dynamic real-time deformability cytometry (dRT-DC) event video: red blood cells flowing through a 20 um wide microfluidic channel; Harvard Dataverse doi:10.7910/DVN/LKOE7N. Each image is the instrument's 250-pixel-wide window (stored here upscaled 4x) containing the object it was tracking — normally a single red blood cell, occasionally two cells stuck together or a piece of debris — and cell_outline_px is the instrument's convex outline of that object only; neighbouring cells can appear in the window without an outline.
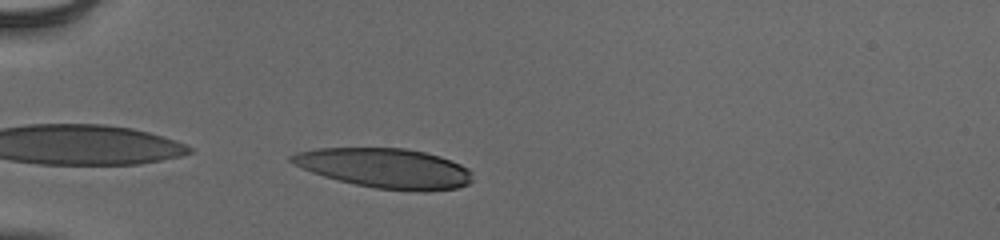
{"species": "human", "species_latin": "Homo sapiens", "temperature_condition": "cold", "stored_images_in_passage": 34, "camera_frame_rate_fps": 3000, "um_per_image_px": 0.085, "donor": {"sex": "male"}, "frame": {"image": 1, "passage_image": 1, "time_ms": 0.0, "image_size_px": [1000, 240], "cell_outline_px": [[472, 180], [468, 184], [456, 188], [424, 192], [416, 192], [376, 188], [356, 184], [324, 176], [312, 172], [292, 164], [288, 160], [288, 156], [296, 152], [316, 148], [404, 148], [424, 152], [440, 156], [460, 164], [468, 168], [472, 172]], "centroid_in_image_um": [32.72, 14.29], "position_along_channel_um": 52.3, "area_um2": 42.08}}
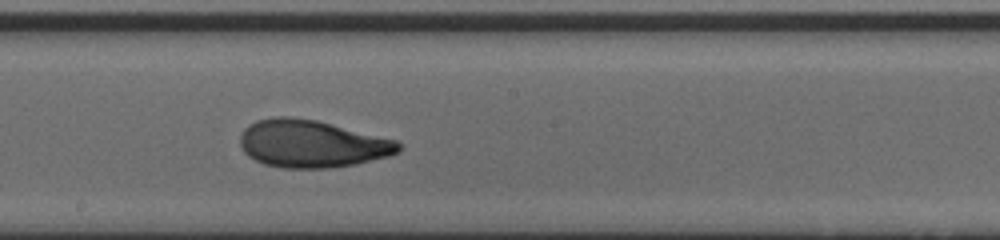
{"frame": {"image": 2, "passage_image": 16, "time_ms": 5.0, "image_size_px": [1000, 240], "cell_outline_px": [[400, 152], [388, 156], [356, 164], [328, 168], [284, 168], [264, 164], [248, 156], [244, 152], [240, 144], [240, 136], [244, 128], [248, 124], [256, 120], [272, 116], [288, 116], [316, 120], [396, 140], [400, 144]], "centroid_in_image_um": [26.47, 12.21], "position_along_channel_um": 221.7, "area_um2": 43.87}}
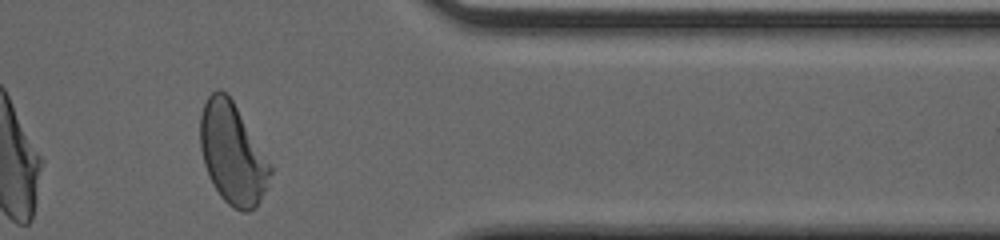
{"frame": {"image": 3, "passage_image": 30, "time_ms": 9.667, "image_size_px": [1000, 240], "cell_outline_px": [[272, 172], [268, 184], [260, 200], [248, 212], [244, 212], [232, 208], [220, 196], [212, 184], [208, 176], [204, 164], [200, 148], [200, 116], [204, 104], [208, 96], [212, 92], [220, 88], [232, 100], [272, 168]], "centroid_in_image_um": [19.73, 13.08], "position_along_channel_um": 391.7, "area_um2": 40.69}, "authors_computed_cell_mechanics": {"area_um2": 42.8587, "velocity_mm_per_s": 3.8845, "shape_relaxation_time_tau1_ms": 4.6093, "shape_relaxation_time_tau2_ms": 1.4159, "deformation_change_tau1": 0.201, "deformation_change_tau2": 0.0787}}